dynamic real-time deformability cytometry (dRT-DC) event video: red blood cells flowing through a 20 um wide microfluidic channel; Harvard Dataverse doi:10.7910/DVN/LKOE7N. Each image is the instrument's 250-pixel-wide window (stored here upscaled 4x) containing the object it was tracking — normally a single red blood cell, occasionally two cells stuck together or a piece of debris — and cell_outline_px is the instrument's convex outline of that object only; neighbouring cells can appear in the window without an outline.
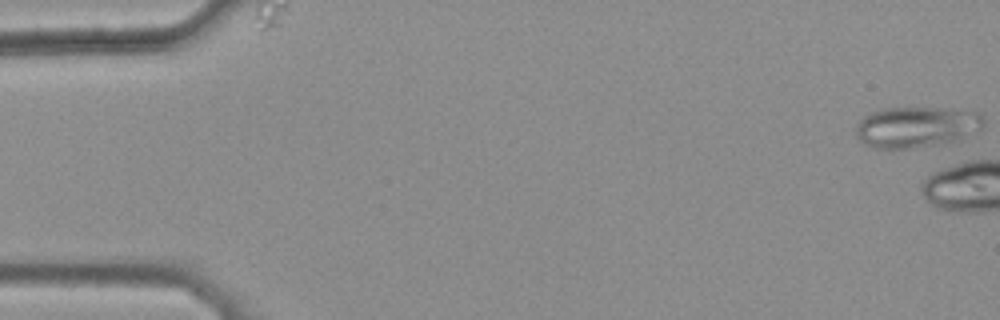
{"species": "common noctule bat (a hibernating species)", "species_latin": "Nyctalus noctula", "temperature_condition": "warm", "stored_images_in_passage": 5, "camera_frame_rate_fps": 3000, "um_per_image_px": 0.085, "animal": {"sex": "female", "body_mass_g": 25.1}, "frame": {"image": 1, "passage_image": 1, "time_ms": 0.0, "image_size_px": [1000, 320], "cell_outline_px": [[984, 128], [964, 140], [944, 144], [916, 148], [872, 148], [864, 144], [856, 136], [856, 124], [864, 116], [872, 112], [884, 108], [940, 108], [976, 112], [984, 116]], "centroid_in_image_um": [77.95, 10.82], "position_along_channel_um": 7.0, "area_um2": 31.04}}